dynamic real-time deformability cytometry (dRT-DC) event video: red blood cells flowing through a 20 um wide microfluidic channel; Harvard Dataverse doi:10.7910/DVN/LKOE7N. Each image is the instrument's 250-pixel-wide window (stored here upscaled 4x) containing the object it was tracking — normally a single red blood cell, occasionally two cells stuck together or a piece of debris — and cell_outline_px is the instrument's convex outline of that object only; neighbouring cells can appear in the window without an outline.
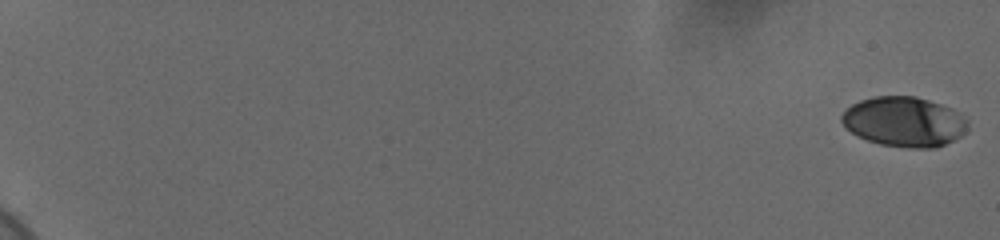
{"species": "human", "species_latin": "Homo sapiens", "temperature_condition": "cold", "stored_images_in_passage": 60, "camera_frame_rate_fps": 3000, "um_per_image_px": 0.085, "donor": {"sex": "female"}, "frame": {"image": 1, "passage_image": 1, "time_ms": 0.0, "image_size_px": [1000, 240], "cell_outline_px": [[968, 128], [956, 140], [936, 148], [908, 148], [880, 144], [856, 136], [840, 120], [840, 116], [852, 104], [860, 100], [876, 96], [916, 96], [952, 108], [968, 120]], "centroid_in_image_um": [76.88, 10.35], "position_along_channel_um": 8.1, "area_um2": 36.76}}
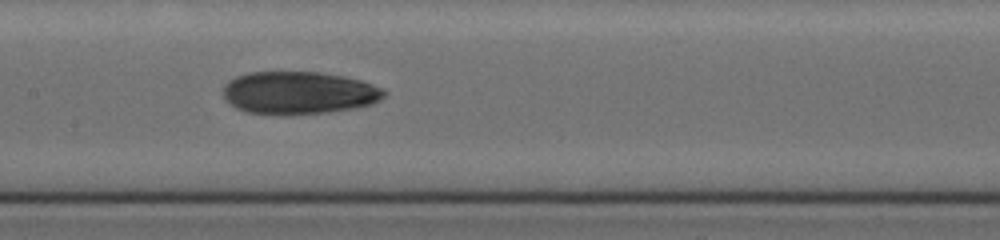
{"frame": {"image": 2, "passage_image": 34, "time_ms": 11.0, "image_size_px": [1000, 240], "cell_outline_px": [[388, 92], [380, 100], [372, 104], [352, 108], [328, 112], [284, 116], [280, 116], [248, 112], [236, 108], [224, 96], [224, 84], [228, 80], [236, 76], [248, 72], [320, 72], [344, 76], [360, 80], [384, 88]], "centroid_in_image_um": [25.41, 7.89], "position_along_channel_um": 182.0, "area_um2": 40.4}}
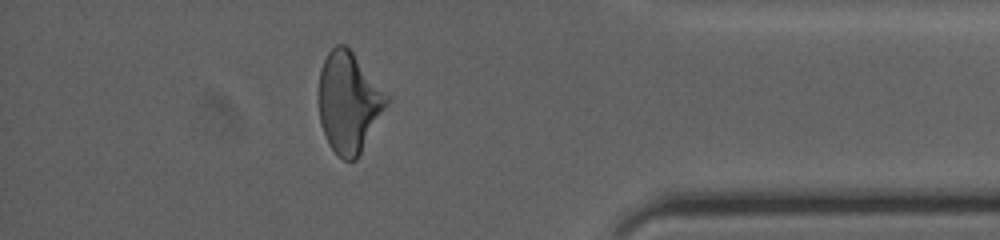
{"frame": {"image": 3, "passage_image": 54, "time_ms": 17.667, "image_size_px": [1000, 240], "cell_outline_px": [[388, 104], [356, 160], [344, 160], [328, 144], [320, 124], [320, 68], [328, 52], [336, 44], [344, 44], [352, 52], [388, 96]], "centroid_in_image_um": [29.63, 8.7], "position_along_channel_um": 405.6, "area_um2": 38.9}, "authors_computed_cell_mechanics": {"area_um2": 38.5815, "velocity_mm_per_s": 3.685, "shape_relaxation_time_tau1_ms": null, "shape_relaxation_time_tau2_ms": 3.7386, "deformation_change_tau1": null, "deformation_change_tau2": 0.1009}}